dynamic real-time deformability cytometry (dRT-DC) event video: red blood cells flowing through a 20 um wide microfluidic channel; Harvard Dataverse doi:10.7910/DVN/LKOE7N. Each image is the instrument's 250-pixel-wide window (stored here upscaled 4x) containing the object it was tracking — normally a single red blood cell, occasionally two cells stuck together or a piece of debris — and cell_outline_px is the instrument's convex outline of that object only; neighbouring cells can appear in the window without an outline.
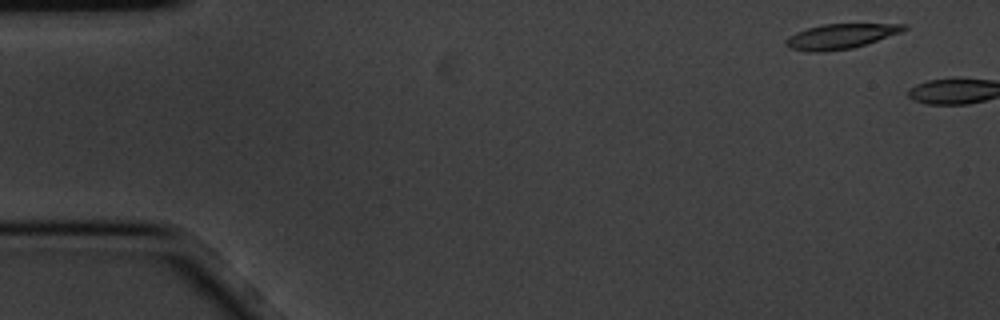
{"species": "common noctule bat (a hibernating species)", "species_latin": "Nyctalus noctula", "temperature_condition": "cold", "stored_images_in_passage": 2, "camera_frame_rate_fps": 3000, "um_per_image_px": 0.085, "animal": {"sex": "male", "body_mass_g": 20.1, "forearm_length_mm": 53.5}, "frame": {"image": 1, "passage_image": 1, "time_ms": 0.0, "image_size_px": [1000, 320], "cell_outline_px": [[908, 28], [900, 32], [852, 48], [820, 52], [808, 52], [788, 48], [784, 44], [784, 40], [788, 36], [796, 32], [808, 28], [824, 24], [908, 24]], "centroid_in_image_um": [71.37, 3.09], "position_along_channel_um": 13.6, "area_um2": 16.99}}